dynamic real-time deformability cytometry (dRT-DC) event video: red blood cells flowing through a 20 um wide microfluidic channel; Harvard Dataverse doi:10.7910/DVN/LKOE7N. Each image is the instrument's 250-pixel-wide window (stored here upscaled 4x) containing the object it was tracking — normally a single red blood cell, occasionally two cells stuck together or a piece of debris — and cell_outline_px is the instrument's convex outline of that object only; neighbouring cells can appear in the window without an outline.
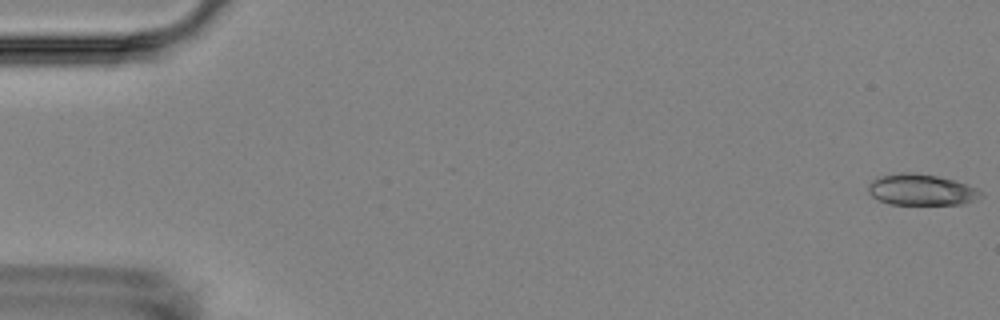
{"species": "Egyptian fruit bat (a non-hibernating species)", "species_latin": "Rousettus aegyptiacus", "temperature_condition": "room temperature", "stored_images_in_passage": 5, "camera_frame_rate_fps": 3000, "um_per_image_px": 0.085, "animal": {"sex": "female"}, "frame": {"image": 1, "passage_image": 1, "time_ms": 0.0, "image_size_px": [1000, 320], "cell_outline_px": [[984, 196], [964, 204], [892, 204], [880, 200], [872, 196], [868, 192], [868, 184], [872, 180], [880, 176], [900, 172], [912, 172], [936, 176], [956, 180], [968, 184], [984, 192]], "centroid_in_image_um": [78.35, 16.12], "position_along_channel_um": 6.7, "area_um2": 20.58}}